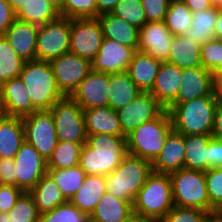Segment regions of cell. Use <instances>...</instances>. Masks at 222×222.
I'll use <instances>...</instances> for the list:
<instances>
[{
  "label": "cell",
  "mask_w": 222,
  "mask_h": 222,
  "mask_svg": "<svg viewBox=\"0 0 222 222\" xmlns=\"http://www.w3.org/2000/svg\"><path fill=\"white\" fill-rule=\"evenodd\" d=\"M128 154L126 137L110 134L87 136L80 152L79 165L88 175L112 173Z\"/></svg>",
  "instance_id": "obj_1"
},
{
  "label": "cell",
  "mask_w": 222,
  "mask_h": 222,
  "mask_svg": "<svg viewBox=\"0 0 222 222\" xmlns=\"http://www.w3.org/2000/svg\"><path fill=\"white\" fill-rule=\"evenodd\" d=\"M217 100L200 97L180 104H171L169 112L173 130L185 135H211Z\"/></svg>",
  "instance_id": "obj_2"
},
{
  "label": "cell",
  "mask_w": 222,
  "mask_h": 222,
  "mask_svg": "<svg viewBox=\"0 0 222 222\" xmlns=\"http://www.w3.org/2000/svg\"><path fill=\"white\" fill-rule=\"evenodd\" d=\"M19 78L23 81L30 102L37 111L50 110L64 97L57 86L50 62L26 61Z\"/></svg>",
  "instance_id": "obj_3"
},
{
  "label": "cell",
  "mask_w": 222,
  "mask_h": 222,
  "mask_svg": "<svg viewBox=\"0 0 222 222\" xmlns=\"http://www.w3.org/2000/svg\"><path fill=\"white\" fill-rule=\"evenodd\" d=\"M152 172L151 162L128 153L119 166L105 176L107 192L133 204Z\"/></svg>",
  "instance_id": "obj_4"
},
{
  "label": "cell",
  "mask_w": 222,
  "mask_h": 222,
  "mask_svg": "<svg viewBox=\"0 0 222 222\" xmlns=\"http://www.w3.org/2000/svg\"><path fill=\"white\" fill-rule=\"evenodd\" d=\"M132 205L133 213L159 222L174 207L169 174L153 171Z\"/></svg>",
  "instance_id": "obj_5"
},
{
  "label": "cell",
  "mask_w": 222,
  "mask_h": 222,
  "mask_svg": "<svg viewBox=\"0 0 222 222\" xmlns=\"http://www.w3.org/2000/svg\"><path fill=\"white\" fill-rule=\"evenodd\" d=\"M172 130L171 117L165 109L157 118L145 122L126 136L128 153L153 163Z\"/></svg>",
  "instance_id": "obj_6"
},
{
  "label": "cell",
  "mask_w": 222,
  "mask_h": 222,
  "mask_svg": "<svg viewBox=\"0 0 222 222\" xmlns=\"http://www.w3.org/2000/svg\"><path fill=\"white\" fill-rule=\"evenodd\" d=\"M174 206L210 212L204 171L181 168L169 174Z\"/></svg>",
  "instance_id": "obj_7"
},
{
  "label": "cell",
  "mask_w": 222,
  "mask_h": 222,
  "mask_svg": "<svg viewBox=\"0 0 222 222\" xmlns=\"http://www.w3.org/2000/svg\"><path fill=\"white\" fill-rule=\"evenodd\" d=\"M58 141L86 143L83 109L70 96H64L50 109Z\"/></svg>",
  "instance_id": "obj_8"
},
{
  "label": "cell",
  "mask_w": 222,
  "mask_h": 222,
  "mask_svg": "<svg viewBox=\"0 0 222 222\" xmlns=\"http://www.w3.org/2000/svg\"><path fill=\"white\" fill-rule=\"evenodd\" d=\"M71 19L60 16L39 26L36 42V60L50 62L70 52Z\"/></svg>",
  "instance_id": "obj_9"
},
{
  "label": "cell",
  "mask_w": 222,
  "mask_h": 222,
  "mask_svg": "<svg viewBox=\"0 0 222 222\" xmlns=\"http://www.w3.org/2000/svg\"><path fill=\"white\" fill-rule=\"evenodd\" d=\"M25 141L30 143L48 161L58 138L50 110L35 111L22 118Z\"/></svg>",
  "instance_id": "obj_10"
},
{
  "label": "cell",
  "mask_w": 222,
  "mask_h": 222,
  "mask_svg": "<svg viewBox=\"0 0 222 222\" xmlns=\"http://www.w3.org/2000/svg\"><path fill=\"white\" fill-rule=\"evenodd\" d=\"M70 52L92 62L99 53L103 30L98 18L71 19Z\"/></svg>",
  "instance_id": "obj_11"
},
{
  "label": "cell",
  "mask_w": 222,
  "mask_h": 222,
  "mask_svg": "<svg viewBox=\"0 0 222 222\" xmlns=\"http://www.w3.org/2000/svg\"><path fill=\"white\" fill-rule=\"evenodd\" d=\"M57 86L64 96H70L92 70L91 62L67 52L50 61Z\"/></svg>",
  "instance_id": "obj_12"
},
{
  "label": "cell",
  "mask_w": 222,
  "mask_h": 222,
  "mask_svg": "<svg viewBox=\"0 0 222 222\" xmlns=\"http://www.w3.org/2000/svg\"><path fill=\"white\" fill-rule=\"evenodd\" d=\"M165 108L150 92H141L129 105L117 110V116L125 136L140 125L157 118Z\"/></svg>",
  "instance_id": "obj_13"
},
{
  "label": "cell",
  "mask_w": 222,
  "mask_h": 222,
  "mask_svg": "<svg viewBox=\"0 0 222 222\" xmlns=\"http://www.w3.org/2000/svg\"><path fill=\"white\" fill-rule=\"evenodd\" d=\"M15 175L17 187L24 192H29L40 179L47 174V161L27 141L21 144L19 151L14 157Z\"/></svg>",
  "instance_id": "obj_14"
},
{
  "label": "cell",
  "mask_w": 222,
  "mask_h": 222,
  "mask_svg": "<svg viewBox=\"0 0 222 222\" xmlns=\"http://www.w3.org/2000/svg\"><path fill=\"white\" fill-rule=\"evenodd\" d=\"M109 74L91 70L70 97L83 109L109 104Z\"/></svg>",
  "instance_id": "obj_15"
},
{
  "label": "cell",
  "mask_w": 222,
  "mask_h": 222,
  "mask_svg": "<svg viewBox=\"0 0 222 222\" xmlns=\"http://www.w3.org/2000/svg\"><path fill=\"white\" fill-rule=\"evenodd\" d=\"M136 51L137 48L103 38L99 53L91 62L92 70L108 74L126 72Z\"/></svg>",
  "instance_id": "obj_16"
},
{
  "label": "cell",
  "mask_w": 222,
  "mask_h": 222,
  "mask_svg": "<svg viewBox=\"0 0 222 222\" xmlns=\"http://www.w3.org/2000/svg\"><path fill=\"white\" fill-rule=\"evenodd\" d=\"M173 34L164 21L148 22L139 29L137 51L166 62L169 58Z\"/></svg>",
  "instance_id": "obj_17"
},
{
  "label": "cell",
  "mask_w": 222,
  "mask_h": 222,
  "mask_svg": "<svg viewBox=\"0 0 222 222\" xmlns=\"http://www.w3.org/2000/svg\"><path fill=\"white\" fill-rule=\"evenodd\" d=\"M200 97H214L212 72L202 66L183 68L181 85L172 104H180Z\"/></svg>",
  "instance_id": "obj_18"
},
{
  "label": "cell",
  "mask_w": 222,
  "mask_h": 222,
  "mask_svg": "<svg viewBox=\"0 0 222 222\" xmlns=\"http://www.w3.org/2000/svg\"><path fill=\"white\" fill-rule=\"evenodd\" d=\"M0 105L7 116L23 118L37 111L32 106L28 91L19 77L0 85Z\"/></svg>",
  "instance_id": "obj_19"
},
{
  "label": "cell",
  "mask_w": 222,
  "mask_h": 222,
  "mask_svg": "<svg viewBox=\"0 0 222 222\" xmlns=\"http://www.w3.org/2000/svg\"><path fill=\"white\" fill-rule=\"evenodd\" d=\"M184 135L172 130L167 136L160 154L152 163L156 173L170 174L185 168Z\"/></svg>",
  "instance_id": "obj_20"
},
{
  "label": "cell",
  "mask_w": 222,
  "mask_h": 222,
  "mask_svg": "<svg viewBox=\"0 0 222 222\" xmlns=\"http://www.w3.org/2000/svg\"><path fill=\"white\" fill-rule=\"evenodd\" d=\"M39 25L15 20L5 37L17 56L24 61L36 60V42Z\"/></svg>",
  "instance_id": "obj_21"
},
{
  "label": "cell",
  "mask_w": 222,
  "mask_h": 222,
  "mask_svg": "<svg viewBox=\"0 0 222 222\" xmlns=\"http://www.w3.org/2000/svg\"><path fill=\"white\" fill-rule=\"evenodd\" d=\"M182 69L168 62H162L154 85L149 91L167 109L176 99L181 85Z\"/></svg>",
  "instance_id": "obj_22"
},
{
  "label": "cell",
  "mask_w": 222,
  "mask_h": 222,
  "mask_svg": "<svg viewBox=\"0 0 222 222\" xmlns=\"http://www.w3.org/2000/svg\"><path fill=\"white\" fill-rule=\"evenodd\" d=\"M87 136L93 134H110L126 137L121 129L117 112L110 106L83 110Z\"/></svg>",
  "instance_id": "obj_23"
},
{
  "label": "cell",
  "mask_w": 222,
  "mask_h": 222,
  "mask_svg": "<svg viewBox=\"0 0 222 222\" xmlns=\"http://www.w3.org/2000/svg\"><path fill=\"white\" fill-rule=\"evenodd\" d=\"M106 192L105 176L86 174L82 186L69 202L90 217L97 203Z\"/></svg>",
  "instance_id": "obj_24"
},
{
  "label": "cell",
  "mask_w": 222,
  "mask_h": 222,
  "mask_svg": "<svg viewBox=\"0 0 222 222\" xmlns=\"http://www.w3.org/2000/svg\"><path fill=\"white\" fill-rule=\"evenodd\" d=\"M161 63L162 61L146 53L136 51L126 72L141 92H149L154 85Z\"/></svg>",
  "instance_id": "obj_25"
},
{
  "label": "cell",
  "mask_w": 222,
  "mask_h": 222,
  "mask_svg": "<svg viewBox=\"0 0 222 222\" xmlns=\"http://www.w3.org/2000/svg\"><path fill=\"white\" fill-rule=\"evenodd\" d=\"M103 37L131 48H138L139 29L112 13L99 15Z\"/></svg>",
  "instance_id": "obj_26"
},
{
  "label": "cell",
  "mask_w": 222,
  "mask_h": 222,
  "mask_svg": "<svg viewBox=\"0 0 222 222\" xmlns=\"http://www.w3.org/2000/svg\"><path fill=\"white\" fill-rule=\"evenodd\" d=\"M24 141L22 118L3 115L0 119V158L14 159Z\"/></svg>",
  "instance_id": "obj_27"
},
{
  "label": "cell",
  "mask_w": 222,
  "mask_h": 222,
  "mask_svg": "<svg viewBox=\"0 0 222 222\" xmlns=\"http://www.w3.org/2000/svg\"><path fill=\"white\" fill-rule=\"evenodd\" d=\"M132 214L133 205L131 202L106 192L89 218L94 222H123Z\"/></svg>",
  "instance_id": "obj_28"
},
{
  "label": "cell",
  "mask_w": 222,
  "mask_h": 222,
  "mask_svg": "<svg viewBox=\"0 0 222 222\" xmlns=\"http://www.w3.org/2000/svg\"><path fill=\"white\" fill-rule=\"evenodd\" d=\"M201 45L184 35H173L169 58L166 62L180 69L201 67Z\"/></svg>",
  "instance_id": "obj_29"
},
{
  "label": "cell",
  "mask_w": 222,
  "mask_h": 222,
  "mask_svg": "<svg viewBox=\"0 0 222 222\" xmlns=\"http://www.w3.org/2000/svg\"><path fill=\"white\" fill-rule=\"evenodd\" d=\"M109 104L115 111L129 105L141 90L127 72L109 74Z\"/></svg>",
  "instance_id": "obj_30"
},
{
  "label": "cell",
  "mask_w": 222,
  "mask_h": 222,
  "mask_svg": "<svg viewBox=\"0 0 222 222\" xmlns=\"http://www.w3.org/2000/svg\"><path fill=\"white\" fill-rule=\"evenodd\" d=\"M29 193L32 195L40 215L50 212L58 205H62L67 202L62 195L61 190L48 173L40 179Z\"/></svg>",
  "instance_id": "obj_31"
},
{
  "label": "cell",
  "mask_w": 222,
  "mask_h": 222,
  "mask_svg": "<svg viewBox=\"0 0 222 222\" xmlns=\"http://www.w3.org/2000/svg\"><path fill=\"white\" fill-rule=\"evenodd\" d=\"M211 135H185V168L207 171L209 169V142Z\"/></svg>",
  "instance_id": "obj_32"
},
{
  "label": "cell",
  "mask_w": 222,
  "mask_h": 222,
  "mask_svg": "<svg viewBox=\"0 0 222 222\" xmlns=\"http://www.w3.org/2000/svg\"><path fill=\"white\" fill-rule=\"evenodd\" d=\"M218 12L219 9L215 7L193 12L191 27L184 36L200 45H203L211 39H215L214 29Z\"/></svg>",
  "instance_id": "obj_33"
},
{
  "label": "cell",
  "mask_w": 222,
  "mask_h": 222,
  "mask_svg": "<svg viewBox=\"0 0 222 222\" xmlns=\"http://www.w3.org/2000/svg\"><path fill=\"white\" fill-rule=\"evenodd\" d=\"M59 10L47 0H29L16 13V19L22 22L33 23L39 26L59 18Z\"/></svg>",
  "instance_id": "obj_34"
},
{
  "label": "cell",
  "mask_w": 222,
  "mask_h": 222,
  "mask_svg": "<svg viewBox=\"0 0 222 222\" xmlns=\"http://www.w3.org/2000/svg\"><path fill=\"white\" fill-rule=\"evenodd\" d=\"M47 173L55 181L67 201L79 190L86 176L79 164L67 169H48Z\"/></svg>",
  "instance_id": "obj_35"
},
{
  "label": "cell",
  "mask_w": 222,
  "mask_h": 222,
  "mask_svg": "<svg viewBox=\"0 0 222 222\" xmlns=\"http://www.w3.org/2000/svg\"><path fill=\"white\" fill-rule=\"evenodd\" d=\"M85 143L58 141L51 157L47 161L48 169H67L80 162V152Z\"/></svg>",
  "instance_id": "obj_36"
},
{
  "label": "cell",
  "mask_w": 222,
  "mask_h": 222,
  "mask_svg": "<svg viewBox=\"0 0 222 222\" xmlns=\"http://www.w3.org/2000/svg\"><path fill=\"white\" fill-rule=\"evenodd\" d=\"M25 62L17 56L8 39L5 36H0V85L19 77Z\"/></svg>",
  "instance_id": "obj_37"
},
{
  "label": "cell",
  "mask_w": 222,
  "mask_h": 222,
  "mask_svg": "<svg viewBox=\"0 0 222 222\" xmlns=\"http://www.w3.org/2000/svg\"><path fill=\"white\" fill-rule=\"evenodd\" d=\"M164 23L173 35H184L192 24V12L181 0H171Z\"/></svg>",
  "instance_id": "obj_38"
},
{
  "label": "cell",
  "mask_w": 222,
  "mask_h": 222,
  "mask_svg": "<svg viewBox=\"0 0 222 222\" xmlns=\"http://www.w3.org/2000/svg\"><path fill=\"white\" fill-rule=\"evenodd\" d=\"M111 13L138 29L146 24L141 0H120Z\"/></svg>",
  "instance_id": "obj_39"
},
{
  "label": "cell",
  "mask_w": 222,
  "mask_h": 222,
  "mask_svg": "<svg viewBox=\"0 0 222 222\" xmlns=\"http://www.w3.org/2000/svg\"><path fill=\"white\" fill-rule=\"evenodd\" d=\"M10 222H39L40 214L32 195L23 192L9 212Z\"/></svg>",
  "instance_id": "obj_40"
},
{
  "label": "cell",
  "mask_w": 222,
  "mask_h": 222,
  "mask_svg": "<svg viewBox=\"0 0 222 222\" xmlns=\"http://www.w3.org/2000/svg\"><path fill=\"white\" fill-rule=\"evenodd\" d=\"M89 217L69 201L40 215L39 222H86Z\"/></svg>",
  "instance_id": "obj_41"
},
{
  "label": "cell",
  "mask_w": 222,
  "mask_h": 222,
  "mask_svg": "<svg viewBox=\"0 0 222 222\" xmlns=\"http://www.w3.org/2000/svg\"><path fill=\"white\" fill-rule=\"evenodd\" d=\"M62 17L97 18V0H64Z\"/></svg>",
  "instance_id": "obj_42"
},
{
  "label": "cell",
  "mask_w": 222,
  "mask_h": 222,
  "mask_svg": "<svg viewBox=\"0 0 222 222\" xmlns=\"http://www.w3.org/2000/svg\"><path fill=\"white\" fill-rule=\"evenodd\" d=\"M204 174L210 211H214L222 204V167L209 168Z\"/></svg>",
  "instance_id": "obj_43"
},
{
  "label": "cell",
  "mask_w": 222,
  "mask_h": 222,
  "mask_svg": "<svg viewBox=\"0 0 222 222\" xmlns=\"http://www.w3.org/2000/svg\"><path fill=\"white\" fill-rule=\"evenodd\" d=\"M202 67L212 72L219 63H222V40L211 39L201 45Z\"/></svg>",
  "instance_id": "obj_44"
},
{
  "label": "cell",
  "mask_w": 222,
  "mask_h": 222,
  "mask_svg": "<svg viewBox=\"0 0 222 222\" xmlns=\"http://www.w3.org/2000/svg\"><path fill=\"white\" fill-rule=\"evenodd\" d=\"M208 211L174 206L159 222H204Z\"/></svg>",
  "instance_id": "obj_45"
},
{
  "label": "cell",
  "mask_w": 222,
  "mask_h": 222,
  "mask_svg": "<svg viewBox=\"0 0 222 222\" xmlns=\"http://www.w3.org/2000/svg\"><path fill=\"white\" fill-rule=\"evenodd\" d=\"M146 23L165 20L171 0H141Z\"/></svg>",
  "instance_id": "obj_46"
},
{
  "label": "cell",
  "mask_w": 222,
  "mask_h": 222,
  "mask_svg": "<svg viewBox=\"0 0 222 222\" xmlns=\"http://www.w3.org/2000/svg\"><path fill=\"white\" fill-rule=\"evenodd\" d=\"M23 192L19 187L0 184V213H9Z\"/></svg>",
  "instance_id": "obj_47"
},
{
  "label": "cell",
  "mask_w": 222,
  "mask_h": 222,
  "mask_svg": "<svg viewBox=\"0 0 222 222\" xmlns=\"http://www.w3.org/2000/svg\"><path fill=\"white\" fill-rule=\"evenodd\" d=\"M14 159L0 158V184L13 185L17 187V176L15 175Z\"/></svg>",
  "instance_id": "obj_48"
},
{
  "label": "cell",
  "mask_w": 222,
  "mask_h": 222,
  "mask_svg": "<svg viewBox=\"0 0 222 222\" xmlns=\"http://www.w3.org/2000/svg\"><path fill=\"white\" fill-rule=\"evenodd\" d=\"M16 20V13L8 0H0V36H5L7 29Z\"/></svg>",
  "instance_id": "obj_49"
},
{
  "label": "cell",
  "mask_w": 222,
  "mask_h": 222,
  "mask_svg": "<svg viewBox=\"0 0 222 222\" xmlns=\"http://www.w3.org/2000/svg\"><path fill=\"white\" fill-rule=\"evenodd\" d=\"M222 167V140L211 138L209 142V168Z\"/></svg>",
  "instance_id": "obj_50"
},
{
  "label": "cell",
  "mask_w": 222,
  "mask_h": 222,
  "mask_svg": "<svg viewBox=\"0 0 222 222\" xmlns=\"http://www.w3.org/2000/svg\"><path fill=\"white\" fill-rule=\"evenodd\" d=\"M212 137L222 140V102H218L216 106Z\"/></svg>",
  "instance_id": "obj_51"
},
{
  "label": "cell",
  "mask_w": 222,
  "mask_h": 222,
  "mask_svg": "<svg viewBox=\"0 0 222 222\" xmlns=\"http://www.w3.org/2000/svg\"><path fill=\"white\" fill-rule=\"evenodd\" d=\"M193 12L203 11L212 8L210 0H181Z\"/></svg>",
  "instance_id": "obj_52"
},
{
  "label": "cell",
  "mask_w": 222,
  "mask_h": 222,
  "mask_svg": "<svg viewBox=\"0 0 222 222\" xmlns=\"http://www.w3.org/2000/svg\"><path fill=\"white\" fill-rule=\"evenodd\" d=\"M213 96L217 102H222V73H212Z\"/></svg>",
  "instance_id": "obj_53"
},
{
  "label": "cell",
  "mask_w": 222,
  "mask_h": 222,
  "mask_svg": "<svg viewBox=\"0 0 222 222\" xmlns=\"http://www.w3.org/2000/svg\"><path fill=\"white\" fill-rule=\"evenodd\" d=\"M120 0H97V17L104 13H111Z\"/></svg>",
  "instance_id": "obj_54"
},
{
  "label": "cell",
  "mask_w": 222,
  "mask_h": 222,
  "mask_svg": "<svg viewBox=\"0 0 222 222\" xmlns=\"http://www.w3.org/2000/svg\"><path fill=\"white\" fill-rule=\"evenodd\" d=\"M215 39L222 40V9H219L214 29Z\"/></svg>",
  "instance_id": "obj_55"
},
{
  "label": "cell",
  "mask_w": 222,
  "mask_h": 222,
  "mask_svg": "<svg viewBox=\"0 0 222 222\" xmlns=\"http://www.w3.org/2000/svg\"><path fill=\"white\" fill-rule=\"evenodd\" d=\"M123 222H158V221L133 213Z\"/></svg>",
  "instance_id": "obj_56"
},
{
  "label": "cell",
  "mask_w": 222,
  "mask_h": 222,
  "mask_svg": "<svg viewBox=\"0 0 222 222\" xmlns=\"http://www.w3.org/2000/svg\"><path fill=\"white\" fill-rule=\"evenodd\" d=\"M204 222H222V216L216 211H210L206 214Z\"/></svg>",
  "instance_id": "obj_57"
},
{
  "label": "cell",
  "mask_w": 222,
  "mask_h": 222,
  "mask_svg": "<svg viewBox=\"0 0 222 222\" xmlns=\"http://www.w3.org/2000/svg\"><path fill=\"white\" fill-rule=\"evenodd\" d=\"M29 0H8L15 13L23 8Z\"/></svg>",
  "instance_id": "obj_58"
},
{
  "label": "cell",
  "mask_w": 222,
  "mask_h": 222,
  "mask_svg": "<svg viewBox=\"0 0 222 222\" xmlns=\"http://www.w3.org/2000/svg\"><path fill=\"white\" fill-rule=\"evenodd\" d=\"M49 3H51L53 6H55L62 16V4L64 0H47Z\"/></svg>",
  "instance_id": "obj_59"
},
{
  "label": "cell",
  "mask_w": 222,
  "mask_h": 222,
  "mask_svg": "<svg viewBox=\"0 0 222 222\" xmlns=\"http://www.w3.org/2000/svg\"><path fill=\"white\" fill-rule=\"evenodd\" d=\"M0 222H10V216L7 212L0 213Z\"/></svg>",
  "instance_id": "obj_60"
},
{
  "label": "cell",
  "mask_w": 222,
  "mask_h": 222,
  "mask_svg": "<svg viewBox=\"0 0 222 222\" xmlns=\"http://www.w3.org/2000/svg\"><path fill=\"white\" fill-rule=\"evenodd\" d=\"M213 7L222 9V0H210Z\"/></svg>",
  "instance_id": "obj_61"
},
{
  "label": "cell",
  "mask_w": 222,
  "mask_h": 222,
  "mask_svg": "<svg viewBox=\"0 0 222 222\" xmlns=\"http://www.w3.org/2000/svg\"><path fill=\"white\" fill-rule=\"evenodd\" d=\"M212 73H222V63H219V65L212 71Z\"/></svg>",
  "instance_id": "obj_62"
},
{
  "label": "cell",
  "mask_w": 222,
  "mask_h": 222,
  "mask_svg": "<svg viewBox=\"0 0 222 222\" xmlns=\"http://www.w3.org/2000/svg\"><path fill=\"white\" fill-rule=\"evenodd\" d=\"M216 211L222 216V204L216 209Z\"/></svg>",
  "instance_id": "obj_63"
},
{
  "label": "cell",
  "mask_w": 222,
  "mask_h": 222,
  "mask_svg": "<svg viewBox=\"0 0 222 222\" xmlns=\"http://www.w3.org/2000/svg\"><path fill=\"white\" fill-rule=\"evenodd\" d=\"M4 115V112H0V119H1V117Z\"/></svg>",
  "instance_id": "obj_64"
},
{
  "label": "cell",
  "mask_w": 222,
  "mask_h": 222,
  "mask_svg": "<svg viewBox=\"0 0 222 222\" xmlns=\"http://www.w3.org/2000/svg\"><path fill=\"white\" fill-rule=\"evenodd\" d=\"M86 222H94V221H92V220L89 218Z\"/></svg>",
  "instance_id": "obj_65"
}]
</instances>
